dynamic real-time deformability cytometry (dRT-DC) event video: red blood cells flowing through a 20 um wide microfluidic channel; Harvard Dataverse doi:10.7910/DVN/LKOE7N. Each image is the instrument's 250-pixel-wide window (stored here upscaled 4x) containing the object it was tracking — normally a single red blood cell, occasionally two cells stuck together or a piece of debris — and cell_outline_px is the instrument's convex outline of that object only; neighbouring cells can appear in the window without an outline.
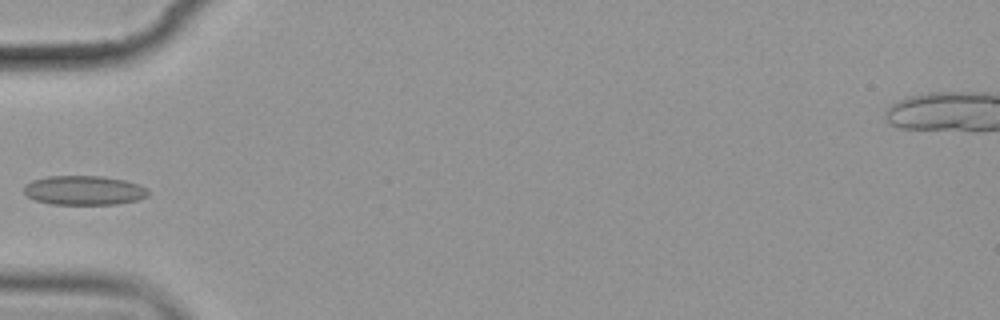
{"species": "common noctule bat (a hibernating species)", "species_latin": "Nyctalus noctula", "temperature_condition": "cold", "stored_images_in_passage": 11, "camera_frame_rate_fps": 3000, "um_per_image_px": 0.085, "animal": {"sex": "female", "body_mass_g": 19.9}, "frame": {"image": 1, "passage_image": 5, "time_ms": 5.667, "image_size_px": [1000, 320], "cell_outline_px": [[148, 196], [136, 200], [116, 204], [52, 204], [36, 200], [28, 196], [24, 192], [24, 188], [32, 180], [48, 176], [104, 176], [124, 180], [140, 184], [148, 188]], "centroid_in_image_um": [7.18, 16.17], "position_along_channel_um": 77.8, "area_um2": 21.15}}
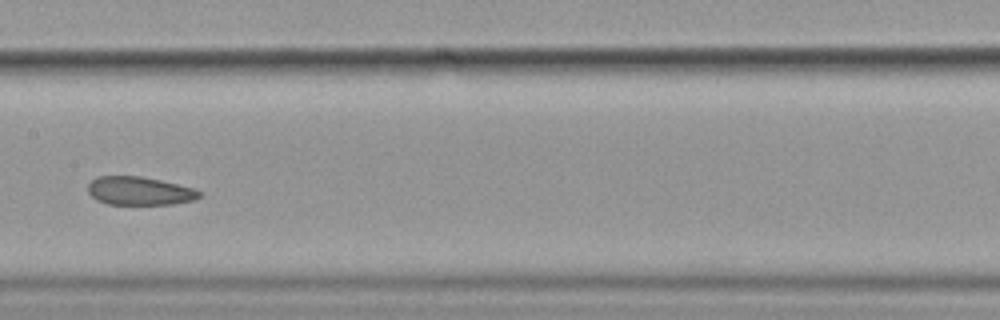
{"frame": {"image": 2, "passage_image": 8, "time_ms": 9.0, "image_size_px": [1000, 320], "cell_outline_px": [[204, 192], [196, 200], [172, 204], [108, 204], [96, 200], [88, 192], [88, 184], [96, 176], [140, 176], [160, 180], [192, 188]], "centroid_in_image_um": [11.86, 16.23], "position_along_channel_um": 195.5, "area_um2": 18.44}}
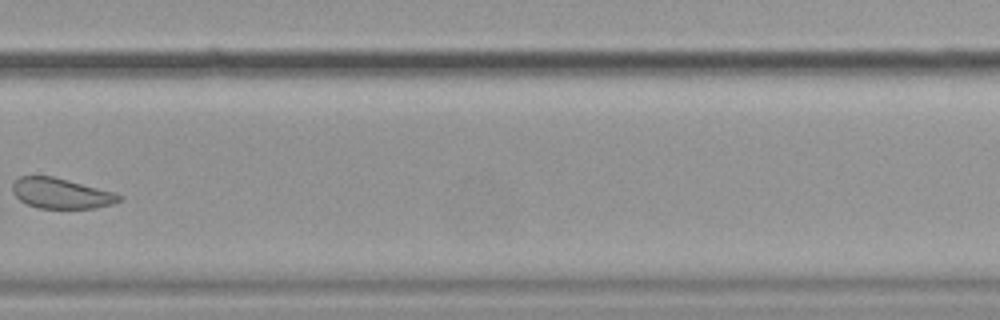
{"frame": {"image": 3, "passage_image": 11, "time_ms": 12.667, "image_size_px": [1000, 320], "cell_outline_px": [[120, 200], [112, 204], [96, 208], [36, 208], [20, 200], [12, 192], [12, 184], [20, 176], [52, 176], [116, 192], [120, 196]], "centroid_in_image_um": [5.18, 16.43], "position_along_channel_um": 324.6, "area_um2": 18.79}}